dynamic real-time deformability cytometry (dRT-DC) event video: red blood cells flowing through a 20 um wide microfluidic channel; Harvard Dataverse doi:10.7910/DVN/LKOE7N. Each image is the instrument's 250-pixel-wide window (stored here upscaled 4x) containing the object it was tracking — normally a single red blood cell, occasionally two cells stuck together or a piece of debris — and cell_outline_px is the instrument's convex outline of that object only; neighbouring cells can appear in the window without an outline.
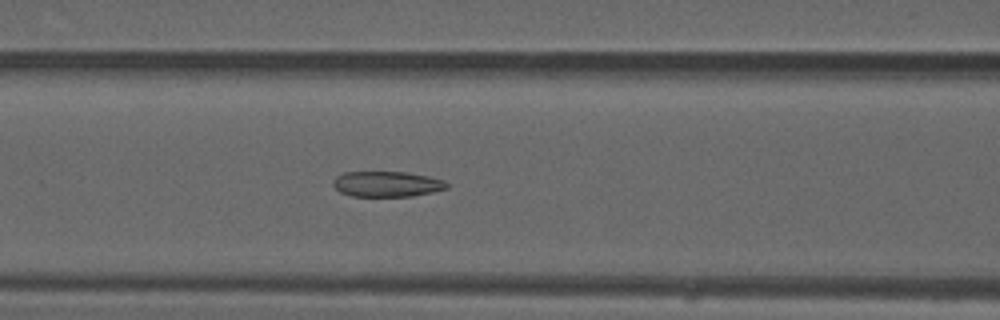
{"species": "common noctule bat (a hibernating species)", "species_latin": "Nyctalus noctula", "temperature_condition": "warm", "stored_images_in_passage": 48, "camera_frame_rate_fps": 3000, "um_per_image_px": 0.085, "animal": {"sex": "male", "forearm_length_mm": 52.5}, "frame": {"image": 1, "passage_image": 21, "time_ms": 6.667, "image_size_px": [1000, 320], "cell_outline_px": [[448, 188], [432, 192], [412, 196], [352, 196], [340, 192], [332, 184], [332, 180], [336, 176], [344, 172], [408, 172], [428, 176], [444, 180], [448, 184]], "centroid_in_image_um": [32.88, 15.64], "position_along_channel_um": 133.7, "area_um2": 16.94}}
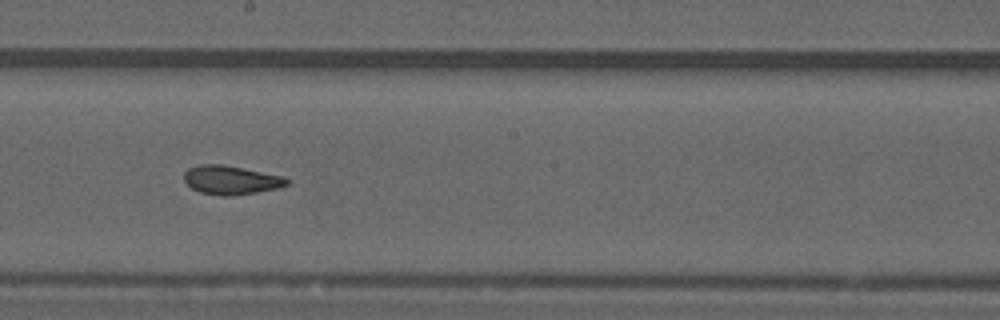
{"frame": {"image": 2, "passage_image": 28, "time_ms": 9.0, "image_size_px": [1000, 320], "cell_outline_px": [[288, 184], [276, 188], [256, 192], [232, 196], [224, 196], [200, 192], [192, 188], [184, 180], [184, 172], [188, 168], [200, 164], [224, 164], [284, 176], [288, 180]], "centroid_in_image_um": [19.61, 15.29], "position_along_channel_um": 228.6, "area_um2": 17.22}}
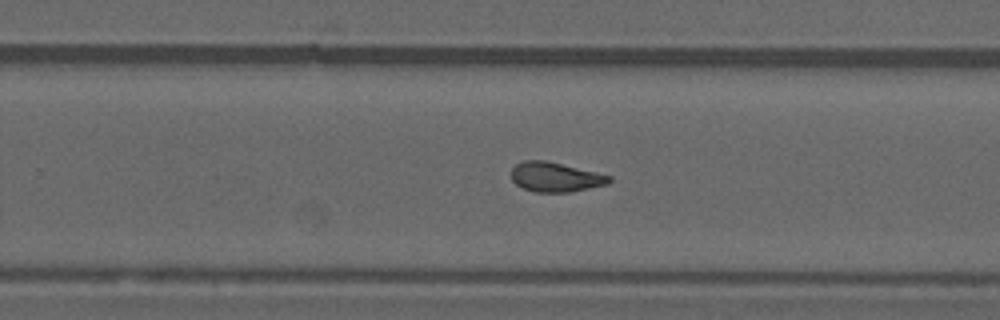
{"frame": {"image": 3, "passage_image": 32, "time_ms": 10.333, "image_size_px": [1000, 320], "cell_outline_px": [[612, 180], [608, 184], [572, 192], [536, 192], [524, 188], [516, 184], [512, 180], [512, 168], [516, 164], [524, 160], [544, 160], [596, 172], [612, 176]], "centroid_in_image_um": [47.23, 15.05], "position_along_channel_um": 282.6, "area_um2": 16.82}}